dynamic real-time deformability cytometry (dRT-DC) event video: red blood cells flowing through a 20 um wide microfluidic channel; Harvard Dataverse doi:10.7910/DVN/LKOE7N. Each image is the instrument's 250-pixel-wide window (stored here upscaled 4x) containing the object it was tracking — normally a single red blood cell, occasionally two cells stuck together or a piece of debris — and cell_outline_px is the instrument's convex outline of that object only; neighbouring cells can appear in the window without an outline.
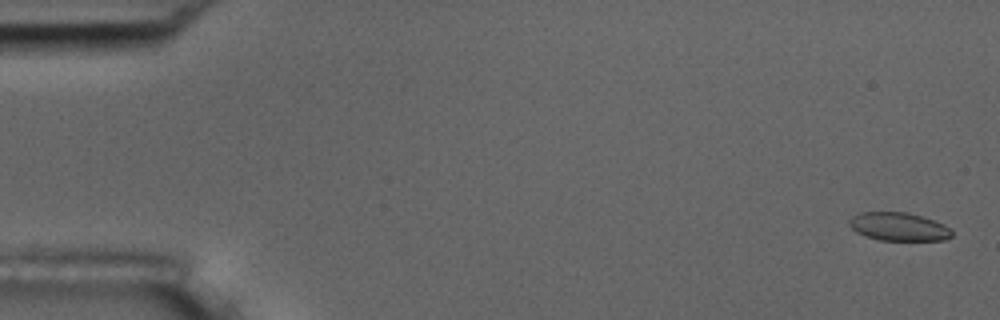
{"species": "common noctule bat (a hibernating species)", "species_latin": "Nyctalus noctula", "temperature_condition": "room temperature", "stored_images_in_passage": 6, "camera_frame_rate_fps": 3000, "um_per_image_px": 0.085, "animal": {"sex": "male", "body_mass_g": 17.5, "forearm_length_mm": 52.3}, "frame": {"image": 1, "passage_image": 1, "time_ms": 0.0, "image_size_px": [1000, 320], "cell_outline_px": [[952, 236], [944, 240], [880, 240], [864, 236], [856, 232], [848, 224], [848, 220], [852, 216], [860, 212], [908, 212], [944, 224], [952, 232]], "centroid_in_image_um": [76.34, 19.26], "position_along_channel_um": 8.7, "area_um2": 16.88}}